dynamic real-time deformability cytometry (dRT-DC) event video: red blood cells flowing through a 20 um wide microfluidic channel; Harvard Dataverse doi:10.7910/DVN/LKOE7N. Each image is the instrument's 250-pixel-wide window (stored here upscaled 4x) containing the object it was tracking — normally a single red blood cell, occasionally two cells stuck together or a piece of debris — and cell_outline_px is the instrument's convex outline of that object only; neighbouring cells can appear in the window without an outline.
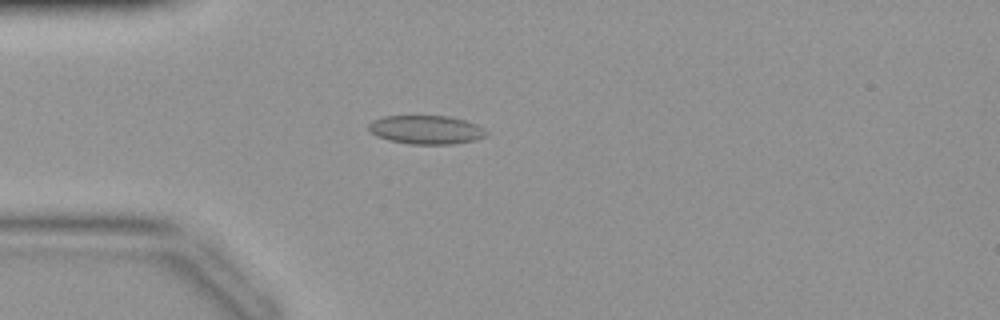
{"species": "common noctule bat (a hibernating species)", "species_latin": "Nyctalus noctula", "temperature_condition": "warm", "stored_images_in_passage": 39, "camera_frame_rate_fps": 3000, "um_per_image_px": 0.085, "animal": {"sex": "female", "body_mass_g": 19.9}, "frame": {"image": 1, "passage_image": 8, "time_ms": 2.333, "image_size_px": [1000, 320], "cell_outline_px": [[488, 136], [476, 140], [452, 144], [412, 144], [388, 140], [376, 136], [368, 128], [368, 124], [372, 120], [380, 116], [448, 116], [464, 120], [476, 124], [484, 128], [488, 132]], "centroid_in_image_um": [36.23, 11.03], "position_along_channel_um": 48.8, "area_um2": 19.83}}
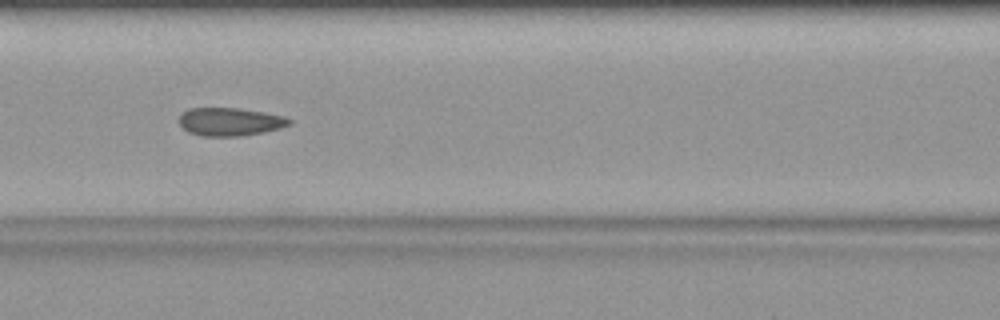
{"frame": {"image": 2, "passage_image": 15, "time_ms": 4.667, "image_size_px": [1000, 320], "cell_outline_px": [[292, 124], [280, 128], [264, 132], [244, 136], [200, 136], [188, 132], [176, 120], [188, 108], [236, 108], [264, 112], [284, 116], [292, 120]], "centroid_in_image_um": [19.55, 10.35], "position_along_channel_um": 147.1, "area_um2": 18.21}}
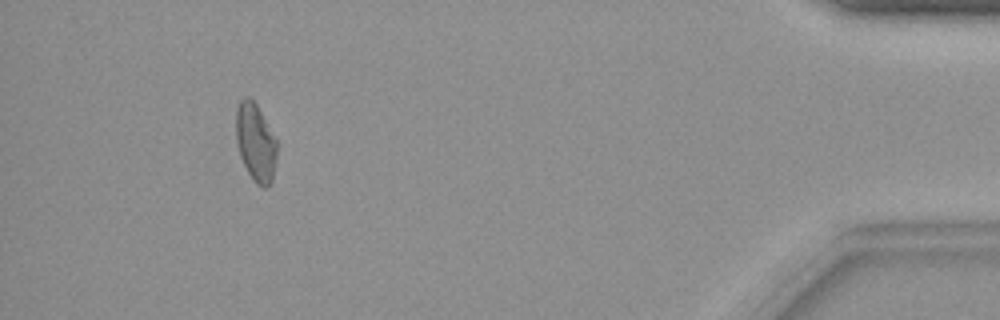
{"frame": {"image": 3, "passage_image": 36, "time_ms": 11.667, "image_size_px": [1000, 320], "cell_outline_px": [[276, 160], [272, 180], [268, 188], [264, 188], [256, 184], [248, 172], [240, 156], [236, 140], [236, 108], [240, 100], [244, 96], [248, 96], [256, 104], [276, 140]], "centroid_in_image_um": [21.71, 12.12], "position_along_channel_um": 413.5, "area_um2": 18.44}}